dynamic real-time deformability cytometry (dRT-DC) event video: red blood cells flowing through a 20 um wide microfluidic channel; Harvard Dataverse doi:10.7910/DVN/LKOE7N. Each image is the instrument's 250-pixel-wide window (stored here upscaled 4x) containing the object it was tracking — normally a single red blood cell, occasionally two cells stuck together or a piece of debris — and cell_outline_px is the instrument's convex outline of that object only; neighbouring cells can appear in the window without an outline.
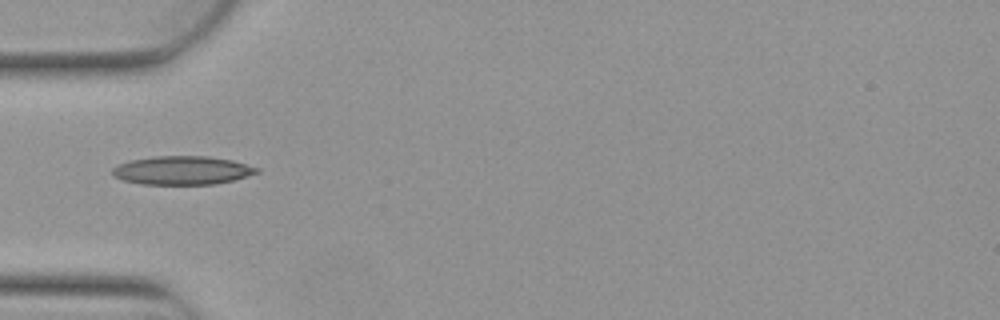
{"species": "Egyptian fruit bat (a non-hibernating species)", "species_latin": "Rousettus aegyptiacus", "temperature_condition": "warm", "stored_images_in_passage": 3, "camera_frame_rate_fps": 3000, "um_per_image_px": 0.085, "animal": {"sex": "female"}, "frame": {"image": 1, "passage_image": 1, "time_ms": 0.0, "image_size_px": [1000, 320], "cell_outline_px": [[260, 172], [232, 180], [216, 184], [140, 184], [124, 180], [112, 176], [112, 168], [128, 160], [152, 156], [208, 156], [232, 160], [260, 168]], "centroid_in_image_um": [15.47, 14.47], "position_along_channel_um": 69.5, "area_um2": 24.1}}
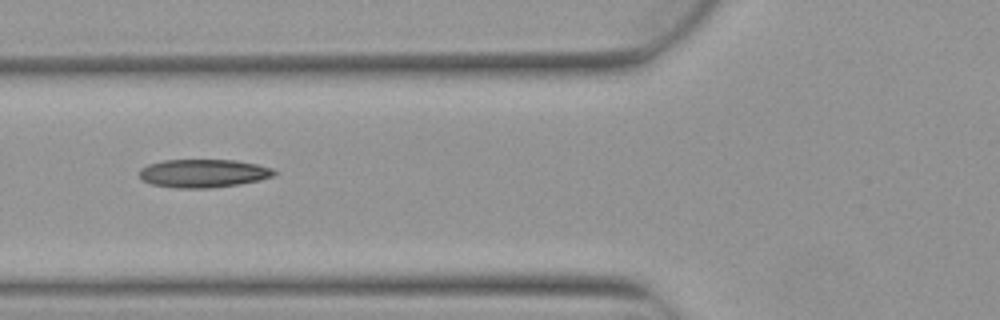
{"frame": {"image": 2, "passage_image": 2, "time_ms": 0.333, "image_size_px": [1000, 320], "cell_outline_px": [[276, 176], [260, 180], [240, 184], [212, 188], [176, 188], [152, 184], [144, 180], [140, 176], [140, 168], [148, 164], [164, 160], [236, 160], [256, 164], [272, 168], [276, 172]], "centroid_in_image_um": [17.32, 14.73], "position_along_channel_um": 108.5, "area_um2": 22.25}}
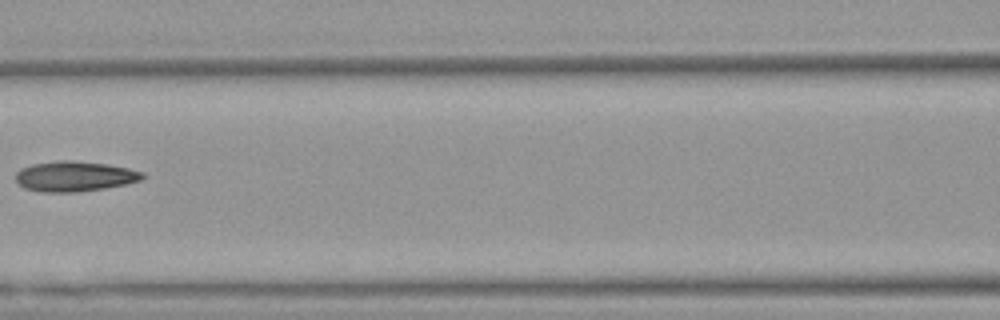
{"frame": {"image": 3, "passage_image": 3, "time_ms": 0.667, "image_size_px": [1000, 320], "cell_outline_px": [[144, 176], [140, 180], [124, 184], [104, 188], [76, 192], [44, 192], [24, 188], [16, 180], [16, 172], [20, 168], [32, 164], [56, 160], [72, 160], [108, 164], [128, 168], [144, 172]], "centroid_in_image_um": [6.32, 14.97], "position_along_channel_um": 160.3, "area_um2": 22.31}}